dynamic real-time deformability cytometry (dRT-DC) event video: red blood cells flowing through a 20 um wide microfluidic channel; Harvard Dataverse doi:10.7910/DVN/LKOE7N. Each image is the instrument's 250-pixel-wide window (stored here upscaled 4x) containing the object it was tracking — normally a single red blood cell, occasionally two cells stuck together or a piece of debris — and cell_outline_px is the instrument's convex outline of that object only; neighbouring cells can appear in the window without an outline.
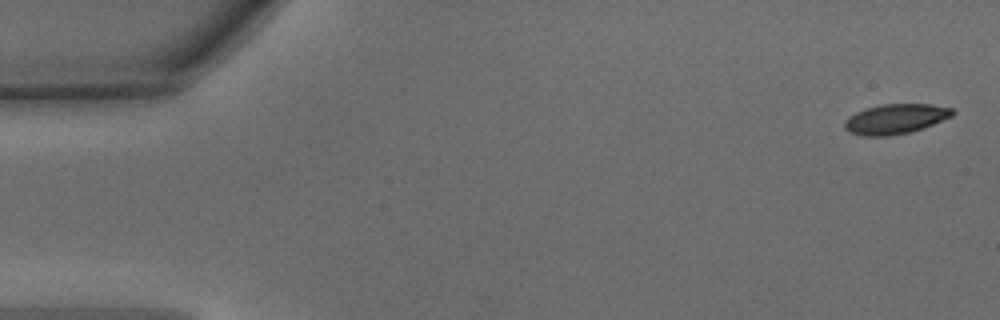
{"species": "common noctule bat (a hibernating species)", "species_latin": "Nyctalus noctula", "temperature_condition": "warm", "stored_images_in_passage": 47, "camera_frame_rate_fps": 3000, "um_per_image_px": 0.085, "animal": {"sex": "male", "body_mass_g": 15.6}, "frame": {"image": 1, "passage_image": 1, "time_ms": 0.0, "image_size_px": [1000, 320], "cell_outline_px": [[956, 112], [952, 116], [924, 128], [908, 132], [888, 136], [864, 136], [848, 132], [844, 128], [844, 120], [848, 116], [864, 108], [880, 104], [932, 104], [952, 108]], "centroid_in_image_um": [76.09, 10.1], "position_along_channel_um": 8.9, "area_um2": 19.02}}
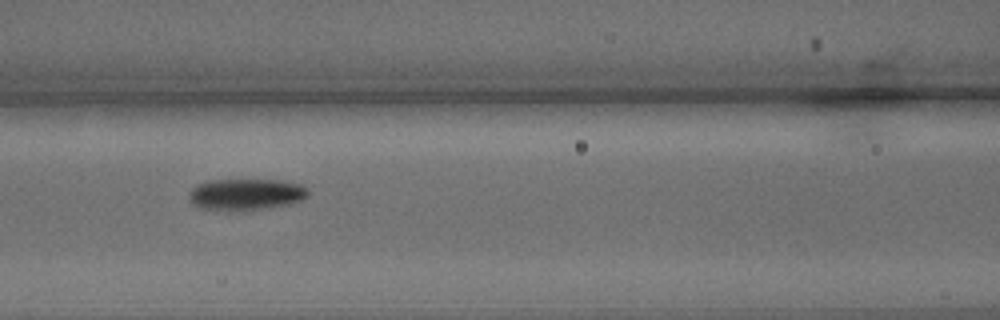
{"frame": {"image": 2, "passage_image": 20, "time_ms": 6.333, "image_size_px": [1000, 320], "cell_outline_px": [[308, 196], [300, 200], [288, 204], [264, 208], [200, 208], [192, 204], [192, 188], [200, 184], [212, 180], [276, 180], [304, 184], [308, 188]], "centroid_in_image_um": [21.01, 16.47], "position_along_channel_um": 145.6, "area_um2": 20.81}}
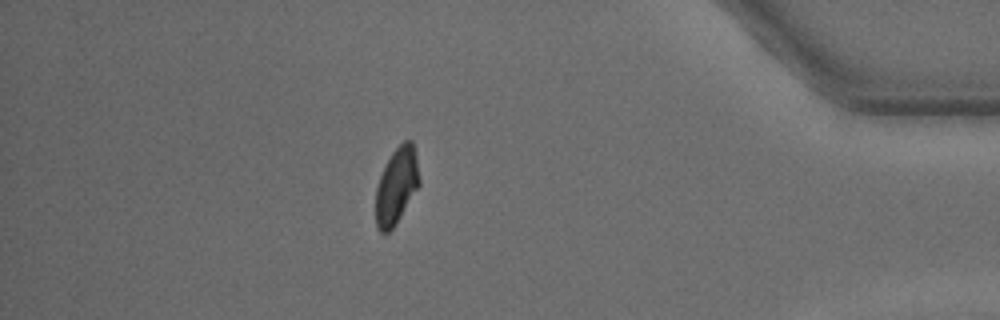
{"frame": {"image": 3, "passage_image": 41, "time_ms": 13.333, "image_size_px": [1000, 320], "cell_outline_px": [[420, 184], [396, 224], [388, 232], [380, 232], [376, 224], [376, 188], [380, 176], [392, 152], [404, 140], [412, 140], [416, 156], [420, 180]], "centroid_in_image_um": [33.71, 15.79], "position_along_channel_um": 401.5, "area_um2": 19.19}, "authors_computed_cell_mechanics": {"area_um2": 19.941, "velocity_mm_per_s": 4.2573, "shape_relaxation_time_tau1_ms": 2.5888, "shape_relaxation_time_tau2_ms": 9.4491, "deformation_change_tau1": 0.1329, "deformation_change_tau2": 0.1474}}